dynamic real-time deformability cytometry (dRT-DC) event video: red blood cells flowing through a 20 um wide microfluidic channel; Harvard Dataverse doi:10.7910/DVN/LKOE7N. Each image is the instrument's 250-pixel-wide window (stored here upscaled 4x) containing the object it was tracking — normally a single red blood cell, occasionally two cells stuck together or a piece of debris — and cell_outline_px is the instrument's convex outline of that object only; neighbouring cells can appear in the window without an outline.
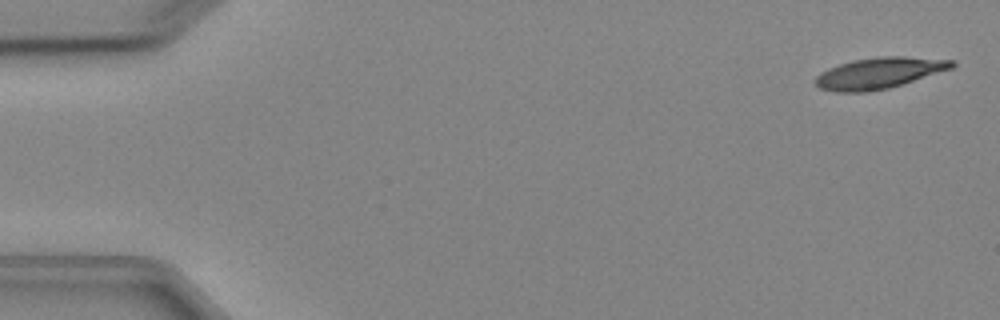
{"species": "Egyptian fruit bat (a non-hibernating species)", "species_latin": "Rousettus aegyptiacus", "temperature_condition": "cold", "stored_images_in_passage": 6, "camera_frame_rate_fps": 3000, "um_per_image_px": 0.085, "animal": {"sex": "female"}, "frame": {"image": 1, "passage_image": 1, "time_ms": 0.0, "image_size_px": [1000, 320], "cell_outline_px": [[956, 64], [952, 68], [904, 84], [888, 88], [868, 92], [836, 92], [820, 88], [816, 84], [816, 76], [820, 72], [828, 68], [852, 60], [880, 56], [904, 56], [956, 60]], "centroid_in_image_um": [74.75, 6.2], "position_along_channel_um": 10.3, "area_um2": 24.85}}
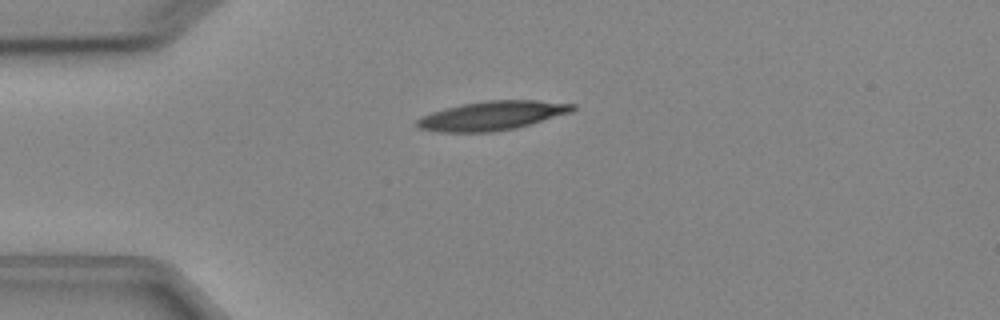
{"frame": {"image": 2, "passage_image": 4, "time_ms": 3.667, "image_size_px": [1000, 320], "cell_outline_px": [[576, 108], [572, 112], [516, 128], [492, 132], [436, 132], [420, 128], [416, 124], [416, 120], [420, 116], [444, 108], [460, 104], [488, 100], [536, 100], [576, 104]], "centroid_in_image_um": [41.82, 9.83], "position_along_channel_um": 43.2, "area_um2": 26.47}}